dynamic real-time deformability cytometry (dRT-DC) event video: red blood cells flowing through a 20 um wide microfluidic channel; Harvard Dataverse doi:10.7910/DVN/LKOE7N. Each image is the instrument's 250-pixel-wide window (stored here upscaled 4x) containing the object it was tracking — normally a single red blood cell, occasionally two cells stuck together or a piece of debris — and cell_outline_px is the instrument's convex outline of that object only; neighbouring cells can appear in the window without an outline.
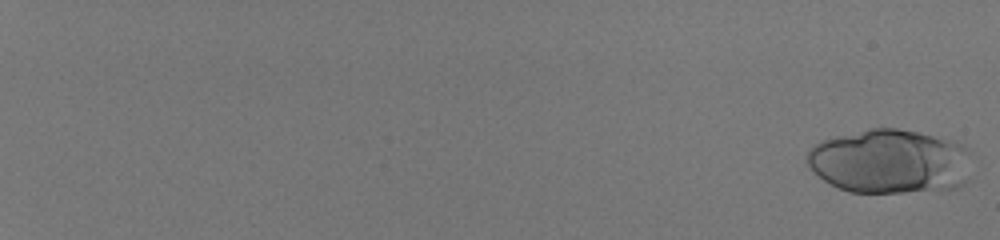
{"species": "human", "species_latin": "Homo sapiens", "temperature_condition": "room temperature", "stored_images_in_passage": 39, "segment_of_instrument_passage": [1, 2], "camera_frame_rate_fps": 3000, "um_per_image_px": 0.085, "donor": {"sex": "male"}, "frame": {"image": 1, "passage_image": 1, "time_ms": 0.0, "image_size_px": [1000, 240], "cell_outline_px": [[972, 152], [968, 180], [960, 188], [904, 192], [848, 192], [824, 180], [808, 164], [804, 156], [820, 140], [868, 128], [896, 128], [920, 132], [956, 140], [964, 144]], "centroid_in_image_um": [75.72, 13.7], "position_along_channel_um": 9.3, "area_um2": 62.6}}
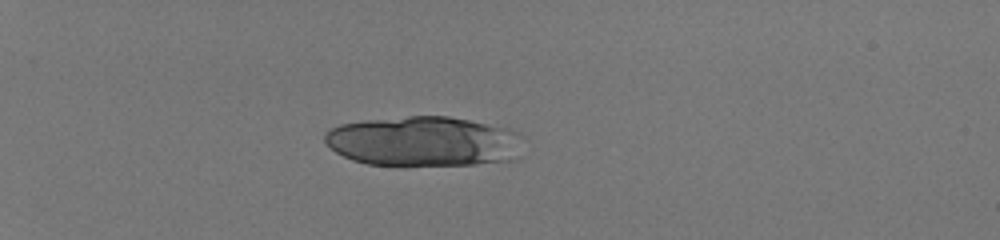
{"frame": {"image": 2, "passage_image": 20, "time_ms": 6.333, "image_size_px": [1000, 240], "cell_outline_px": [[528, 140], [524, 156], [520, 160], [476, 164], [404, 168], [368, 164], [352, 160], [336, 152], [324, 140], [324, 132], [340, 124], [364, 120], [408, 116], [448, 116], [512, 128], [520, 132]], "centroid_in_image_um": [36.19, 12.06], "position_along_channel_um": 48.8, "area_um2": 60.52}}